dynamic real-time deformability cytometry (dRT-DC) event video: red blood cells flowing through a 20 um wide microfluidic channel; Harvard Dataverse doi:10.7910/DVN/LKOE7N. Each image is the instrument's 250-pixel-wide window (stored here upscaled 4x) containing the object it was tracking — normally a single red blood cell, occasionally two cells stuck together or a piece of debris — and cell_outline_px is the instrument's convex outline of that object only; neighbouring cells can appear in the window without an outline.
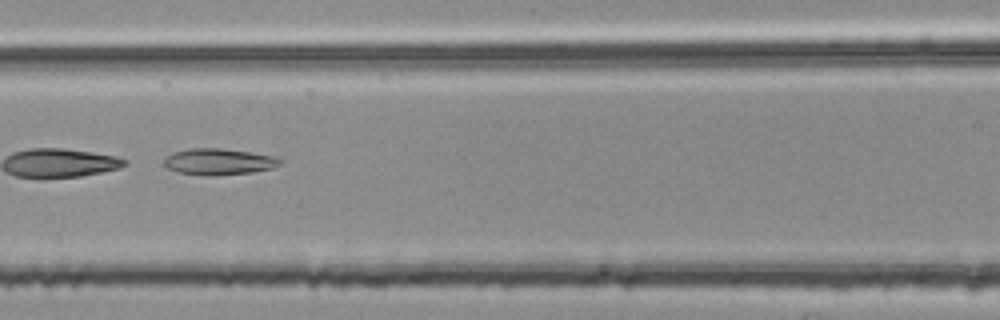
{"species": "common noctule bat (a hibernating species)", "species_latin": "Nyctalus noctula", "temperature_condition": "room temperature", "stored_images_in_passage": 6, "camera_frame_rate_fps": 3000, "um_per_image_px": 0.085, "animal": {"sex": "female", "body_mass_g": 25.1}, "frame": {"image": 1, "passage_image": 5, "time_ms": 1.333, "image_size_px": [1000, 320], "cell_outline_px": [[284, 160], [280, 164], [272, 168], [252, 172], [176, 172], [160, 164], [172, 152], [188, 148], [220, 148], [276, 156]], "centroid_in_image_um": [18.6, 13.67], "position_along_channel_um": 148.0, "area_um2": 16.82}}
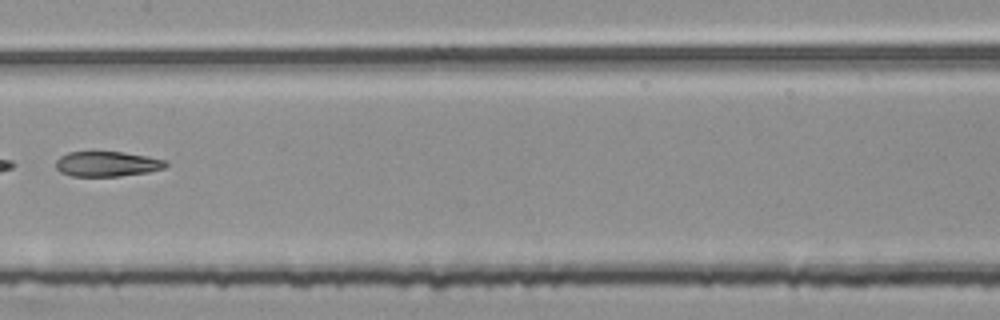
{"frame": {"image": 2, "passage_image": 6, "time_ms": 1.667, "image_size_px": [1000, 320], "cell_outline_px": [[168, 164], [164, 168], [148, 172], [120, 176], [72, 176], [60, 172], [56, 168], [56, 160], [60, 156], [68, 152], [120, 152], [144, 156], [164, 160]], "centroid_in_image_um": [9.06, 13.94], "position_along_channel_um": 198.3, "area_um2": 15.9}}